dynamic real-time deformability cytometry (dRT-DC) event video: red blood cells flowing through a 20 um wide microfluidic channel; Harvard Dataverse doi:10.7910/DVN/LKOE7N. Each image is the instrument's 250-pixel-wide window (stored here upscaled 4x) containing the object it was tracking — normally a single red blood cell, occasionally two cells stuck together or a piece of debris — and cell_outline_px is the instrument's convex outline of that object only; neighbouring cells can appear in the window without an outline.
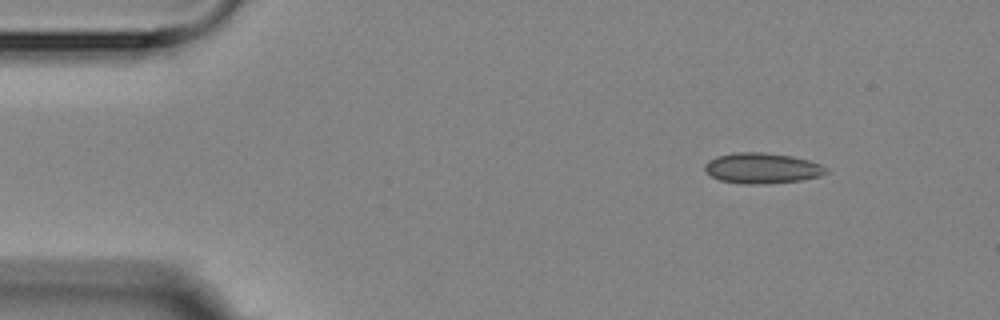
{"species": "Egyptian fruit bat (a non-hibernating species)", "species_latin": "Rousettus aegyptiacus", "temperature_condition": "room temperature", "stored_images_in_passage": 3, "camera_frame_rate_fps": 3000, "um_per_image_px": 0.085, "animal": {"sex": "female"}, "frame": {"image": 1, "passage_image": 1, "time_ms": 0.0, "image_size_px": [1000, 320], "cell_outline_px": [[828, 172], [820, 176], [800, 180], [764, 184], [744, 184], [720, 180], [712, 176], [704, 168], [704, 164], [708, 160], [716, 156], [732, 152], [764, 152], [792, 156], [808, 160], [820, 164]], "centroid_in_image_um": [64.74, 14.28], "position_along_channel_um": 20.3, "area_um2": 21.56}}
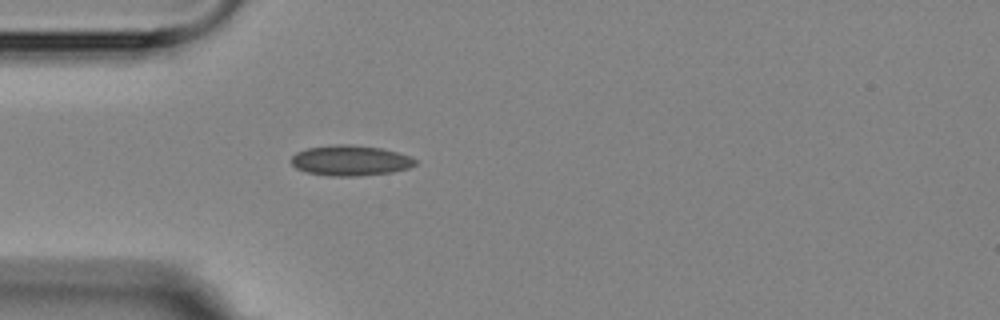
{"frame": {"image": 2, "passage_image": 3, "time_ms": 3.0, "image_size_px": [1000, 320], "cell_outline_px": [[416, 164], [408, 168], [392, 172], [356, 176], [328, 176], [308, 172], [296, 168], [292, 164], [292, 156], [296, 152], [308, 148], [336, 144], [348, 144], [380, 148], [396, 152], [408, 156], [416, 160]], "centroid_in_image_um": [29.76, 13.64], "position_along_channel_um": 55.2, "area_um2": 21.73}}